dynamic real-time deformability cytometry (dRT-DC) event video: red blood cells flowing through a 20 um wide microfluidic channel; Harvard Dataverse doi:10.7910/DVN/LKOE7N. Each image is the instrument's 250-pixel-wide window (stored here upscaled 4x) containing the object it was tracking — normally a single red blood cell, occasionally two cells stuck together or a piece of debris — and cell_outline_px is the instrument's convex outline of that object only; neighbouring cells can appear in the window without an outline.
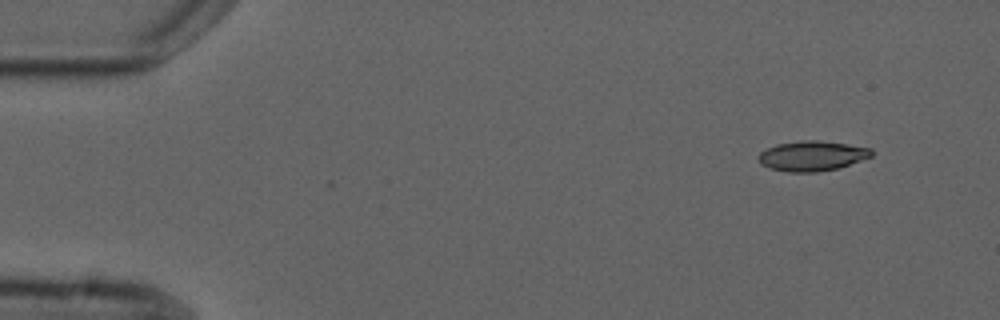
{"species": "common noctule bat (a hibernating species)", "species_latin": "Nyctalus noctula", "temperature_condition": "cold", "stored_images_in_passage": 6, "camera_frame_rate_fps": 3000, "um_per_image_px": 0.085, "animal": {"sex": "male", "forearm_length_mm": 52.5}, "frame": {"image": 1, "passage_image": 6, "time_ms": 5.667, "image_size_px": [1000, 320], "cell_outline_px": [[872, 156], [836, 168], [816, 172], [788, 172], [772, 168], [760, 164], [756, 156], [760, 152], [776, 144], [804, 140], [816, 140], [872, 148]], "centroid_in_image_um": [68.97, 13.25], "position_along_channel_um": 16.0, "area_um2": 19.48}}